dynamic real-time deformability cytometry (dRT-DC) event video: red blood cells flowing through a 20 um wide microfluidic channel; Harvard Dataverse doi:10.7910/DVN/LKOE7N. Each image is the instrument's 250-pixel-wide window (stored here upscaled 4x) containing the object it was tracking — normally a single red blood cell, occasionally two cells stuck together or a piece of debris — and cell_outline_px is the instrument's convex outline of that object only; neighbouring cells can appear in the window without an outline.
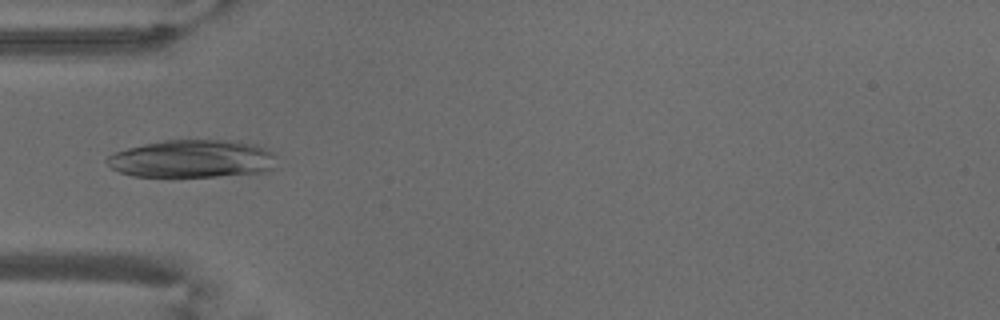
{"species": "common noctule bat (a hibernating species)", "species_latin": "Nyctalus noctula", "temperature_condition": "warm", "stored_images_in_passage": 47, "camera_frame_rate_fps": 3000, "um_per_image_px": 0.085, "animal": {"sex": "male", "body_mass_g": 18.8}, "frame": {"image": 1, "passage_image": 11, "time_ms": 3.333, "image_size_px": [1000, 320], "cell_outline_px": [[280, 168], [268, 172], [216, 176], [132, 176], [120, 172], [112, 168], [104, 160], [108, 156], [116, 152], [128, 148], [144, 144], [164, 140], [236, 140], [256, 144], [272, 152], [276, 156]], "centroid_in_image_um": [16.45, 13.5], "position_along_channel_um": 68.5, "area_um2": 37.86}}
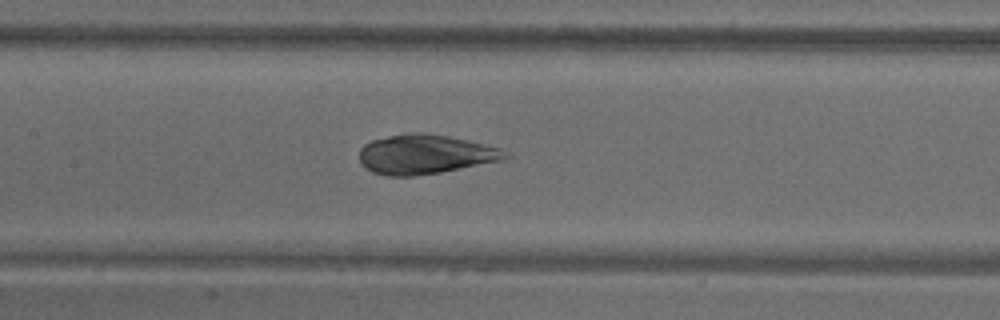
{"frame": {"image": 2, "passage_image": 19, "time_ms": 6.0, "image_size_px": [1000, 320], "cell_outline_px": [[512, 156], [504, 160], [440, 172], [412, 176], [388, 176], [372, 172], [360, 164], [360, 148], [364, 144], [372, 140], [388, 136], [408, 132], [424, 132], [448, 136], [500, 148]], "centroid_in_image_um": [36.12, 13.11], "position_along_channel_um": 171.3, "area_um2": 33.52}}
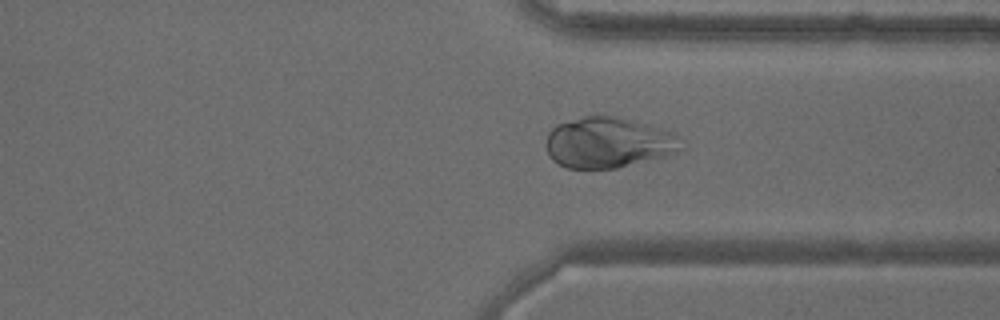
{"frame": {"image": 3, "passage_image": 34, "time_ms": 11.0, "image_size_px": [1000, 320], "cell_outline_px": [[684, 148], [680, 152], [616, 168], [568, 168], [552, 160], [548, 152], [548, 132], [556, 124], [584, 116], [616, 116], [672, 132], [676, 136]], "centroid_in_image_um": [51.7, 12.12], "position_along_channel_um": 359.7, "area_um2": 39.3}}